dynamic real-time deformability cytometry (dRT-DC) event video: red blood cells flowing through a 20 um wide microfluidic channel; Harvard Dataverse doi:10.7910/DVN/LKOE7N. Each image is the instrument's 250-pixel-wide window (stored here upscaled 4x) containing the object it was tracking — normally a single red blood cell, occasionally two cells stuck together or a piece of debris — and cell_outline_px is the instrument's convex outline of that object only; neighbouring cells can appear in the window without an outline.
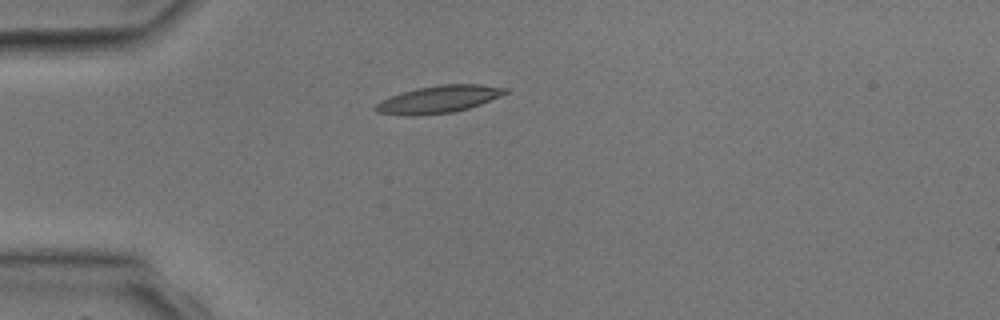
{"species": "common noctule bat (a hibernating species)", "species_latin": "Nyctalus noctula", "temperature_condition": "room temperature", "stored_images_in_passage": 1, "camera_frame_rate_fps": 3000, "um_per_image_px": 0.085, "animal": {"sex": "male", "body_mass_g": 17.9, "forearm_length_mm": 54.2}, "frame": {"image": 1, "passage_image": 1, "time_ms": 0.0, "image_size_px": [1000, 320], "cell_outline_px": [[508, 92], [500, 96], [480, 104], [468, 108], [452, 112], [416, 116], [404, 116], [376, 112], [372, 108], [380, 100], [416, 88], [440, 84], [480, 84], [508, 88]], "centroid_in_image_um": [37.26, 8.44], "position_along_channel_um": 47.7, "area_um2": 20.69}}